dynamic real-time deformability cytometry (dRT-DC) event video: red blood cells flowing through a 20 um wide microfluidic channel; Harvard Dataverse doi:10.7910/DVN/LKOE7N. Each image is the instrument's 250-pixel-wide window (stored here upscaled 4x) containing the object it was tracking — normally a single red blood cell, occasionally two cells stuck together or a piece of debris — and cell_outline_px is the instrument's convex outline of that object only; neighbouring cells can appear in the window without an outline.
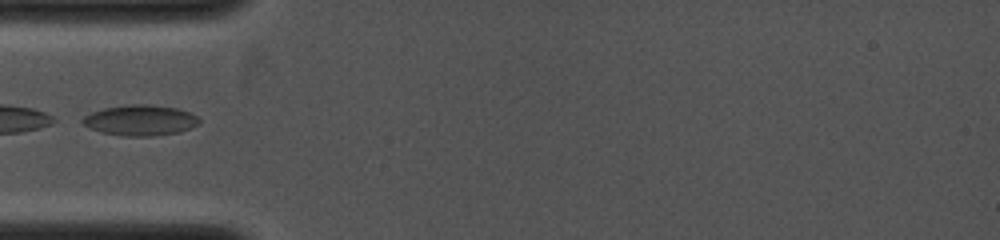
{"species": "common noctule bat (a hibernating species)", "species_latin": "Nyctalus noctula", "temperature_condition": "cold", "stored_images_in_passage": 12, "camera_frame_rate_fps": 4000, "um_per_image_px": 0.085, "animal": {"sex": "female", "body_mass_g": 19.0, "forearm_length_mm": 53.3}, "frame": {"image": 1, "passage_image": 1, "time_ms": 0.0, "image_size_px": [1000, 240], "cell_outline_px": [[200, 124], [192, 128], [180, 132], [152, 136], [120, 136], [100, 132], [84, 124], [80, 120], [84, 116], [92, 112], [104, 108], [128, 104], [148, 104], [176, 108], [188, 112], [196, 116], [200, 120]], "centroid_in_image_um": [11.93, 10.23], "position_along_channel_um": 73.1, "area_um2": 20.87}}
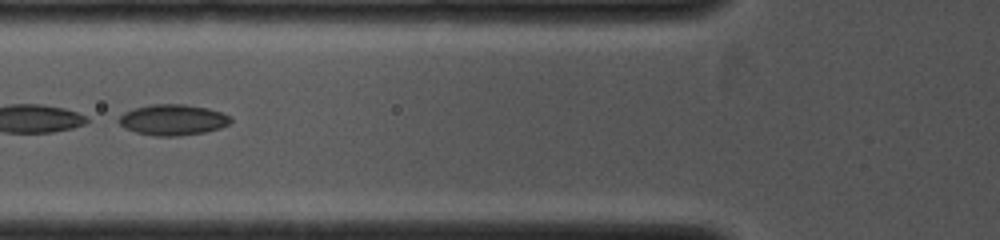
{"frame": {"image": 2, "passage_image": 3, "time_ms": 0.75, "image_size_px": [1000, 240], "cell_outline_px": [[232, 120], [228, 124], [220, 128], [204, 132], [176, 136], [156, 136], [136, 132], [124, 128], [116, 120], [124, 112], [136, 108], [152, 104], [184, 104], [208, 108], [232, 116]], "centroid_in_image_um": [14.69, 10.18], "position_along_channel_um": 111.1, "area_um2": 20.06}}
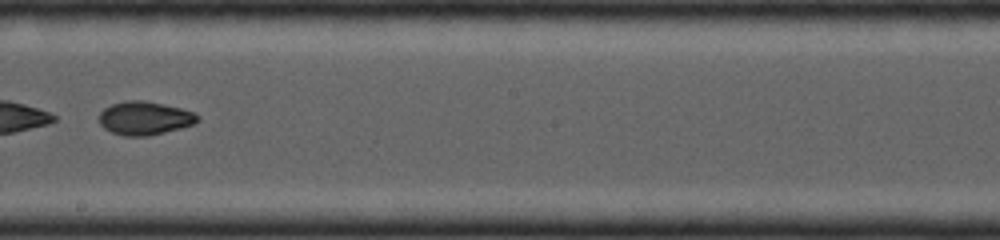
{"frame": {"image": 3, "passage_image": 10, "time_ms": 3.25, "image_size_px": [1000, 240], "cell_outline_px": [[200, 120], [192, 124], [180, 128], [148, 136], [124, 136], [112, 132], [104, 128], [100, 124], [100, 112], [104, 108], [112, 104], [128, 100], [140, 100], [180, 108], [192, 112], [200, 116]], "centroid_in_image_um": [12.28, 10.05], "position_along_channel_um": 235.9, "area_um2": 18.9}}